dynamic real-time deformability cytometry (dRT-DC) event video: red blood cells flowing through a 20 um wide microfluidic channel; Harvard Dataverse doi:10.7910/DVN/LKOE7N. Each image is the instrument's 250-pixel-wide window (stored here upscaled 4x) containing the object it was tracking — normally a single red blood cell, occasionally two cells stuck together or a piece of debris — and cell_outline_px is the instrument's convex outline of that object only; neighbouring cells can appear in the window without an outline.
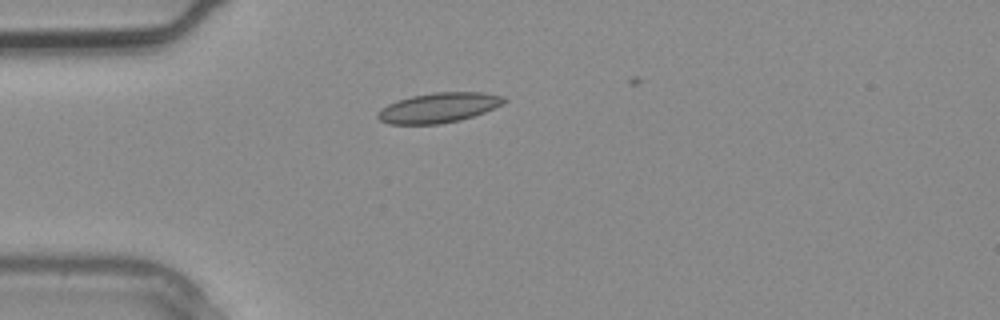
{"species": "common noctule bat (a hibernating species)", "species_latin": "Nyctalus noctula", "temperature_condition": "warm", "stored_images_in_passage": 2, "camera_frame_rate_fps": 3000, "um_per_image_px": 0.085, "animal": {"sex": "male", "body_mass_g": 20.4}, "frame": {"image": 1, "passage_image": 2, "time_ms": 0.333, "image_size_px": [1000, 320], "cell_outline_px": [[508, 100], [484, 112], [460, 120], [440, 124], [388, 124], [380, 120], [376, 116], [376, 112], [388, 104], [412, 96], [436, 92], [480, 92], [504, 96]], "centroid_in_image_um": [37.26, 9.16], "position_along_channel_um": 47.7, "area_um2": 21.79}}